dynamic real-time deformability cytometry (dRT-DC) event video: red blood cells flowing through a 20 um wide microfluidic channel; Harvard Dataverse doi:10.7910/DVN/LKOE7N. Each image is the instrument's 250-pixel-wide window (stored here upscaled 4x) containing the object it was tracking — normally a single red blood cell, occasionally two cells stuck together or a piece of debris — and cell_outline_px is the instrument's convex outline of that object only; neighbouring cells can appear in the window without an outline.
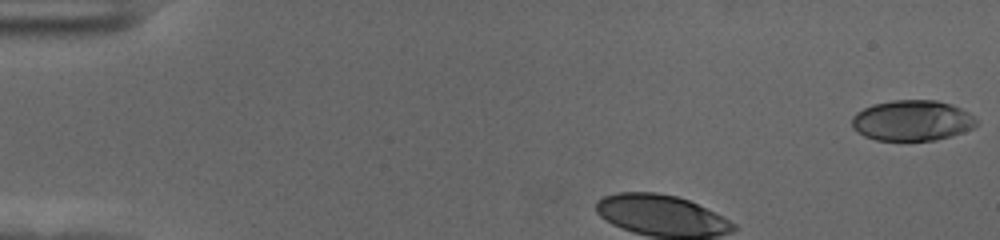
{"species": "human", "species_latin": "Homo sapiens", "temperature_condition": "cold", "stored_images_in_passage": 38, "camera_frame_rate_fps": 3000, "um_per_image_px": 0.085, "donor": {"sex": "female"}, "frame": {"image": 1, "passage_image": 1, "time_ms": 0.0, "image_size_px": [1000, 240], "cell_outline_px": [[976, 124], [972, 128], [964, 132], [952, 136], [936, 140], [876, 140], [864, 136], [856, 132], [852, 128], [852, 116], [856, 112], [872, 104], [892, 100], [936, 100], [952, 104], [968, 112], [976, 120]], "centroid_in_image_um": [77.5, 10.24], "position_along_channel_um": 7.5, "area_um2": 29.59}}
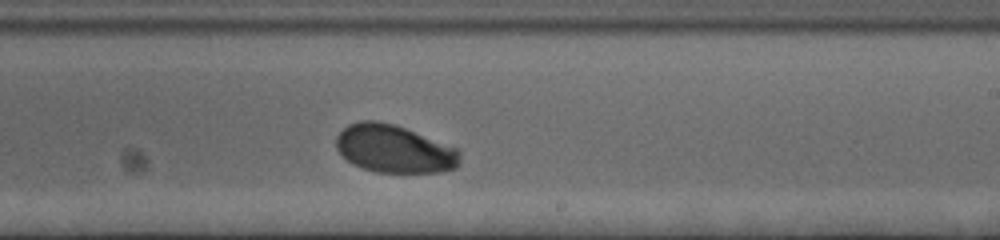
{"frame": {"image": 2, "passage_image": 26, "time_ms": 8.333, "image_size_px": [1000, 240], "cell_outline_px": [[460, 164], [456, 168], [440, 172], [376, 172], [360, 168], [352, 164], [336, 148], [336, 136], [348, 124], [360, 120], [376, 120], [392, 124], [404, 128], [456, 148], [460, 152]], "centroid_in_image_um": [33.49, 12.66], "position_along_channel_um": 255.5, "area_um2": 34.33}}
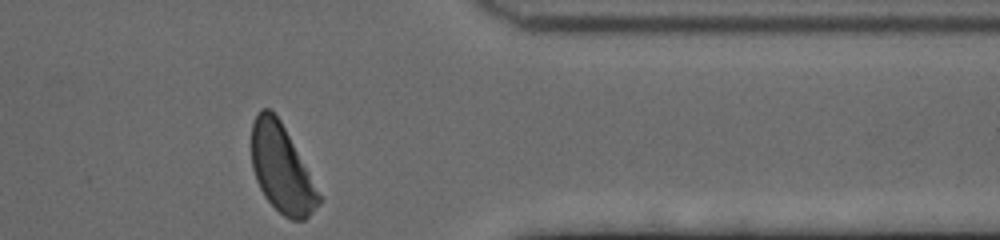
{"frame": {"image": 3, "passage_image": 38, "time_ms": 12.333, "image_size_px": [1000, 240], "cell_outline_px": [[320, 204], [304, 220], [292, 220], [284, 216], [264, 196], [256, 180], [252, 168], [252, 124], [260, 108], [268, 108], [280, 120], [308, 172], [320, 196]], "centroid_in_image_um": [23.91, 14.35], "position_along_channel_um": 387.5, "area_um2": 33.52}, "authors_computed_cell_mechanics": {"area_um2": 35.0846, "velocity_mm_per_s": 3.5905, "shape_relaxation_time_tau1_ms": 4.4398, "shape_relaxation_time_tau2_ms": null, "deformation_change_tau1": 0.1914, "deformation_change_tau2": null}}